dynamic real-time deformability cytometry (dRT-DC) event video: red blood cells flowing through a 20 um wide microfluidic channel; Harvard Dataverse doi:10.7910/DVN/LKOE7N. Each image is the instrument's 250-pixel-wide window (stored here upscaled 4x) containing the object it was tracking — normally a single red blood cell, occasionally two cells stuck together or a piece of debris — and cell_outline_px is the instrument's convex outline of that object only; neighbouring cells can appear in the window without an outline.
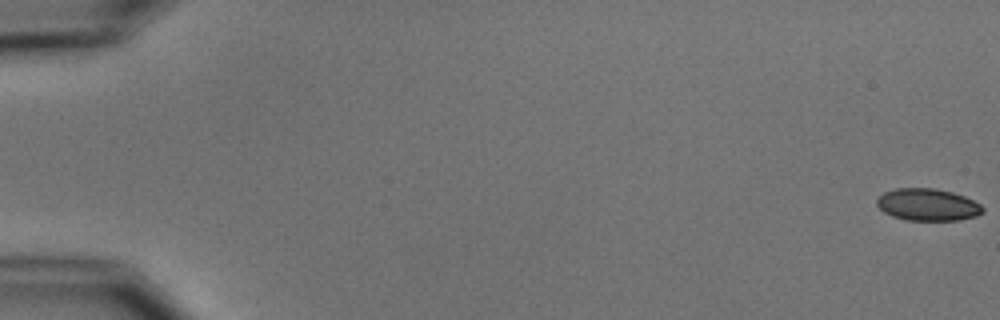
{"species": "common noctule bat (a hibernating species)", "species_latin": "Nyctalus noctula", "temperature_condition": "cold", "stored_images_in_passage": 5, "camera_frame_rate_fps": 3000, "um_per_image_px": 0.085, "animal": {"sex": "male", "body_mass_g": 15.6}, "frame": {"image": 1, "passage_image": 1, "time_ms": 0.0, "image_size_px": [1000, 320], "cell_outline_px": [[984, 212], [976, 216], [960, 220], [904, 220], [892, 216], [884, 212], [876, 204], [876, 200], [884, 192], [896, 188], [932, 188], [952, 192], [964, 196], [980, 204], [984, 208]], "centroid_in_image_um": [78.85, 17.4], "position_along_channel_um": 6.1, "area_um2": 19.83}}